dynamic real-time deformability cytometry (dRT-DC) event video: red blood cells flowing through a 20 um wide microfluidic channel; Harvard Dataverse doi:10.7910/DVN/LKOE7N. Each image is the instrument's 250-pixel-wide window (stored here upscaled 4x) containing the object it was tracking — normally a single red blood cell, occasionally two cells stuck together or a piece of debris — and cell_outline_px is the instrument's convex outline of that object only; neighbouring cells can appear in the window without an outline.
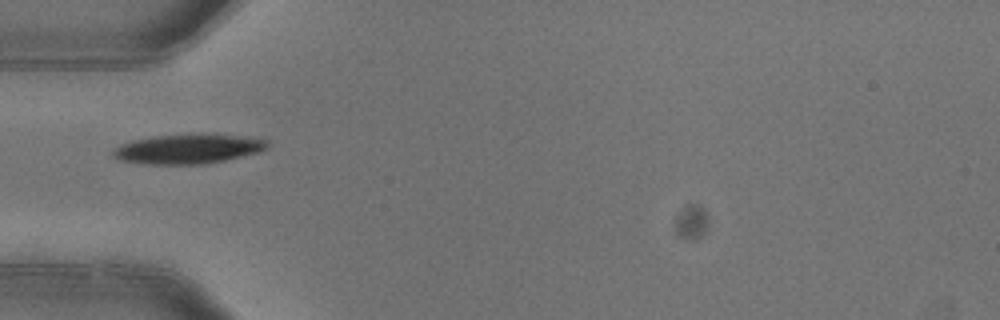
{"species": "common noctule bat (a hibernating species)", "species_latin": "Nyctalus noctula", "temperature_condition": "warm", "stored_images_in_passage": 4, "camera_frame_rate_fps": 3000, "um_per_image_px": 0.085, "animal": {"sex": "female"}, "frame": {"image": 1, "passage_image": 4, "time_ms": 1.0, "image_size_px": [1000, 320], "cell_outline_px": [[272, 144], [268, 148], [260, 152], [224, 160], [204, 164], [148, 164], [120, 160], [112, 156], [112, 148], [120, 144], [132, 140], [152, 136], [200, 132], [252, 136], [268, 140]], "centroid_in_image_um": [16.05, 12.62], "position_along_channel_um": 68.9, "area_um2": 27.57}}